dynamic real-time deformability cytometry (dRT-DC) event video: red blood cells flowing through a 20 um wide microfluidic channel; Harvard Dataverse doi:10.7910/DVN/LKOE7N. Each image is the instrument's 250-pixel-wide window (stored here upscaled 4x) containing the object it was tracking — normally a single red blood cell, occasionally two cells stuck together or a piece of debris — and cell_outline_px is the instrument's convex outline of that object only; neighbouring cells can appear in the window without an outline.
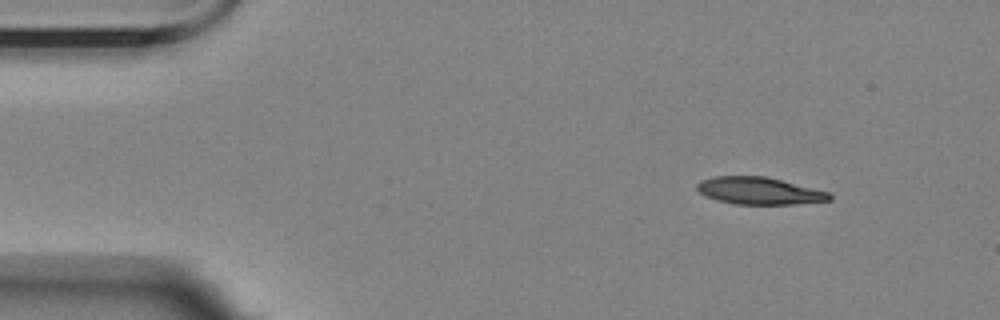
{"species": "Egyptian fruit bat (a non-hibernating species)", "species_latin": "Rousettus aegyptiacus", "temperature_condition": "room temperature", "stored_images_in_passage": 2, "camera_frame_rate_fps": 3000, "um_per_image_px": 0.085, "animal": {"sex": "female"}, "frame": {"image": 1, "passage_image": 1, "time_ms": 0.0, "image_size_px": [1000, 320], "cell_outline_px": [[832, 200], [792, 204], [736, 204], [716, 200], [700, 192], [696, 188], [696, 184], [704, 180], [716, 176], [764, 176], [828, 192], [832, 196]], "centroid_in_image_um": [64.53, 16.22], "position_along_channel_um": 20.5, "area_um2": 20.58}}